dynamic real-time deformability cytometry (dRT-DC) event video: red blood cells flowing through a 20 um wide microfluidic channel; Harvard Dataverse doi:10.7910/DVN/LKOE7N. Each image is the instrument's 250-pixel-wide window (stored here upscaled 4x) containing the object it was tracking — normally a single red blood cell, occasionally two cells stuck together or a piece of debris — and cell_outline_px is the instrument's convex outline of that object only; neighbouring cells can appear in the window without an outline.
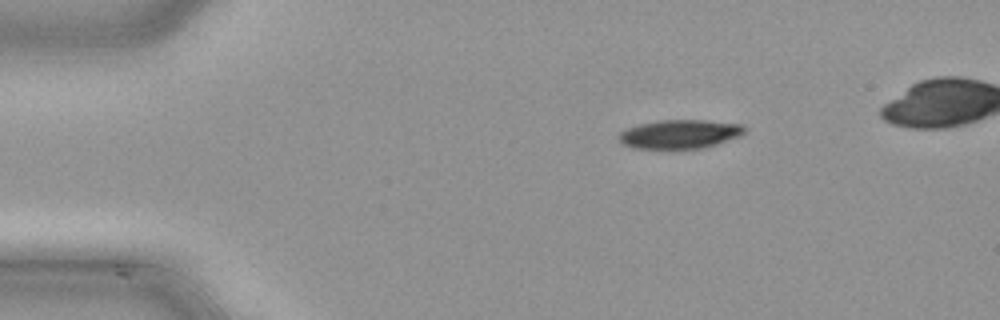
{"species": "common noctule bat (a hibernating species)", "species_latin": "Nyctalus noctula", "temperature_condition": "cold", "stored_images_in_passage": 41, "camera_frame_rate_fps": 3000, "um_per_image_px": 0.085, "animal": {"sex": "male", "body_mass_g": 21.5, "forearm_length_mm": 52.0}, "frame": {"image": 1, "passage_image": 3, "time_ms": 0.667, "image_size_px": [1000, 320], "cell_outline_px": [[744, 132], [740, 136], [704, 148], [672, 152], [632, 148], [624, 144], [620, 140], [620, 132], [628, 128], [640, 124], [660, 120], [704, 120], [744, 124]], "centroid_in_image_um": [57.77, 11.45], "position_along_channel_um": 27.2, "area_um2": 21.91}}
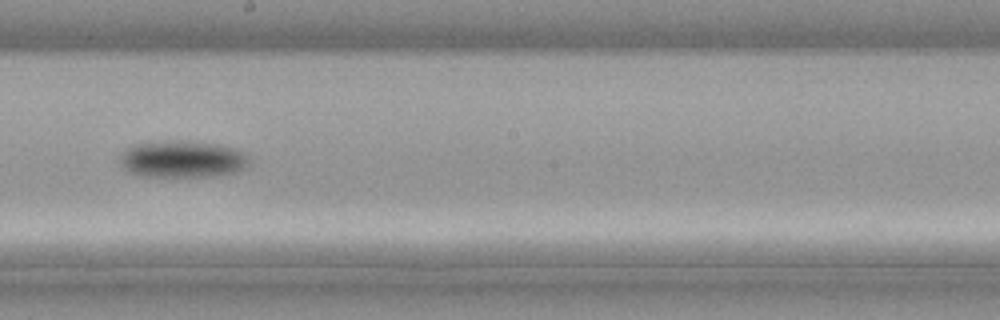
{"frame": {"image": 2, "passage_image": 22, "time_ms": 7.0, "image_size_px": [1000, 320], "cell_outline_px": [[248, 164], [244, 168], [236, 172], [216, 176], [140, 176], [128, 172], [120, 164], [120, 160], [128, 148], [136, 144], [180, 140], [216, 144], [232, 148], [240, 152], [248, 160]], "centroid_in_image_um": [15.48, 13.55], "position_along_channel_um": 232.7, "area_um2": 27.22}}
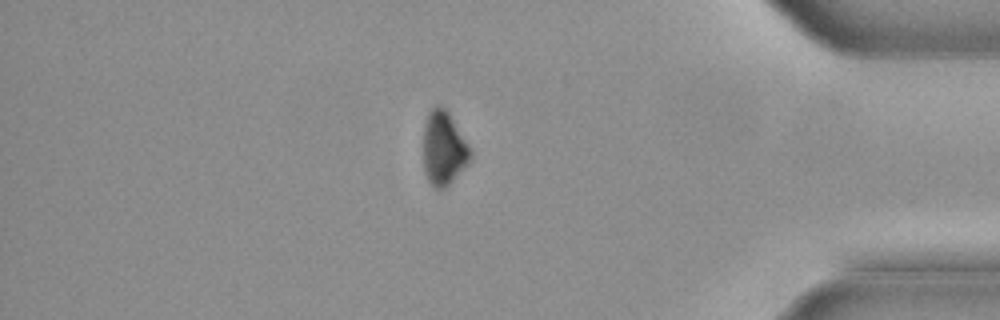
{"frame": {"image": 3, "passage_image": 36, "time_ms": 11.667, "image_size_px": [1000, 320], "cell_outline_px": [[472, 156], [464, 168], [444, 188], [436, 188], [428, 180], [424, 168], [424, 128], [428, 112], [436, 104], [444, 108], [448, 112], [468, 144], [472, 152]], "centroid_in_image_um": [37.71, 12.59], "position_along_channel_um": 397.5, "area_um2": 19.83}}